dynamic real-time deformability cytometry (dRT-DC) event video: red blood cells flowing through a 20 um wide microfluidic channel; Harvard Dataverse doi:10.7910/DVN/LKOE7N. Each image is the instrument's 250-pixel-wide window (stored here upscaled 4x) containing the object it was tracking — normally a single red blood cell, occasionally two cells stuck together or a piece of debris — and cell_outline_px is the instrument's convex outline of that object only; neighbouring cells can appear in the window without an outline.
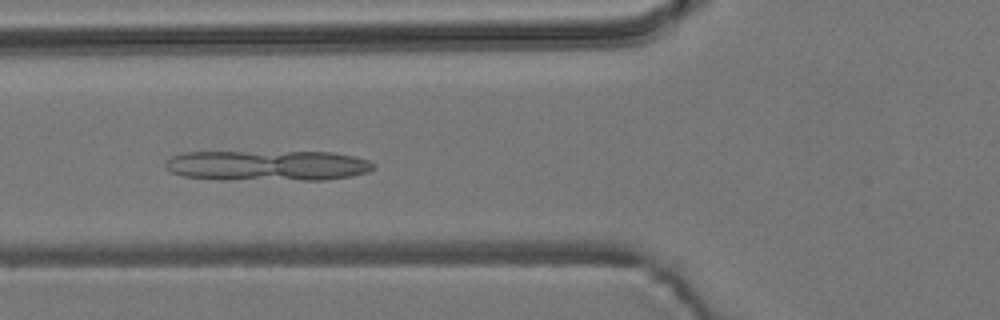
{"species": "common noctule bat (a hibernating species)", "species_latin": "Nyctalus noctula", "temperature_condition": "room temperature", "stored_images_in_passage": 56, "camera_frame_rate_fps": 3000, "um_per_image_px": 0.085, "animal": {"sex": "male", "body_mass_g": 19.2, "forearm_length_mm": 51.8}, "frame": {"image": 1, "passage_image": 21, "time_ms": 6.667, "image_size_px": [1000, 320], "cell_outline_px": [[376, 164], [368, 172], [352, 176], [324, 180], [300, 180], [184, 176], [172, 172], [164, 164], [172, 156], [184, 152], [332, 152], [356, 156], [368, 160]], "centroid_in_image_um": [22.87, 14.04], "position_along_channel_um": 102.9, "area_um2": 36.13}}
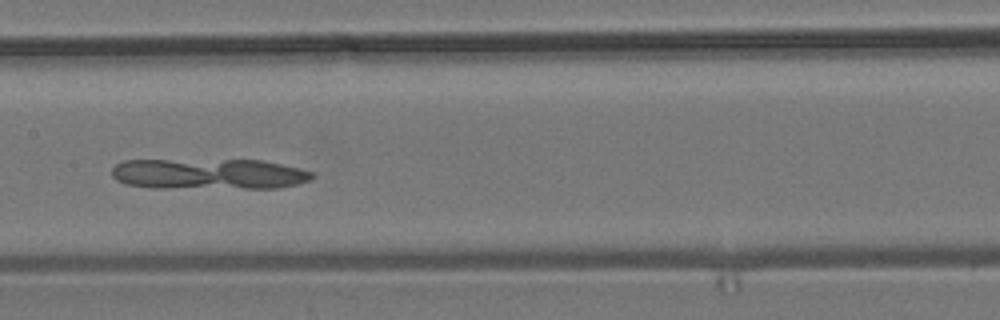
{"frame": {"image": 2, "passage_image": 28, "time_ms": 9.0, "image_size_px": [1000, 320], "cell_outline_px": [[316, 176], [308, 180], [296, 184], [280, 188], [152, 188], [124, 184], [116, 180], [112, 176], [112, 168], [116, 164], [124, 160], [264, 160], [312, 172]], "centroid_in_image_um": [17.7, 14.79], "position_along_channel_um": 189.7, "area_um2": 36.13}}
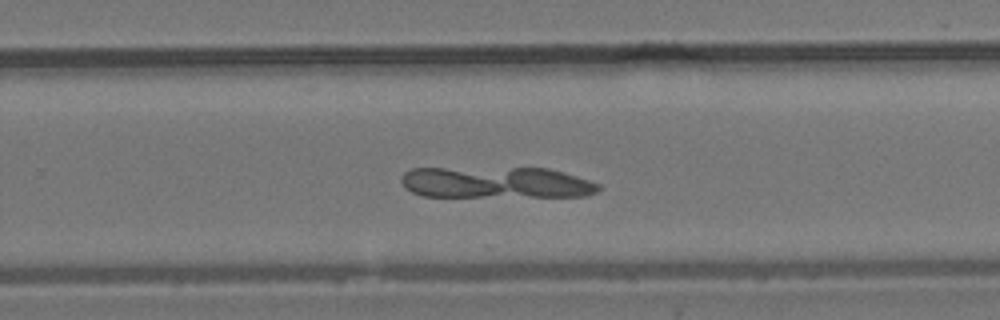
{"frame": {"image": 3, "passage_image": 36, "time_ms": 11.667, "image_size_px": [1000, 320], "cell_outline_px": [[600, 188], [596, 192], [588, 196], [424, 196], [412, 192], [404, 188], [400, 180], [404, 172], [412, 168], [548, 168], [576, 176], [600, 184]], "centroid_in_image_um": [42.14, 15.51], "position_along_channel_um": 287.7, "area_um2": 36.07}}